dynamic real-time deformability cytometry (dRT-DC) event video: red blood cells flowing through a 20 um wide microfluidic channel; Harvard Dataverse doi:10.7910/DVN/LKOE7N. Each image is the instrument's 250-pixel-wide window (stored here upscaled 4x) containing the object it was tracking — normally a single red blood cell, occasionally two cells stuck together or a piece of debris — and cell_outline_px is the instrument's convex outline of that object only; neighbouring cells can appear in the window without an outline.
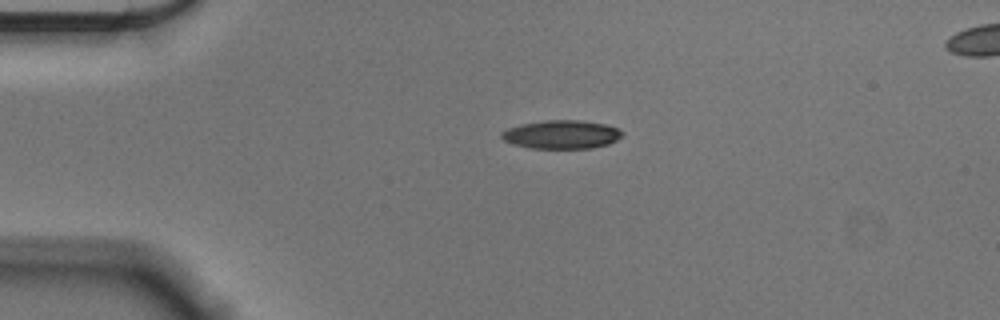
{"species": "Egyptian fruit bat (a non-hibernating species)", "species_latin": "Rousettus aegyptiacus", "temperature_condition": "cold", "stored_images_in_passage": 44, "camera_frame_rate_fps": 3000, "um_per_image_px": 0.085, "animal": {"sex": "male"}, "frame": {"image": 1, "passage_image": 1, "time_ms": 0.0, "image_size_px": [1000, 320], "cell_outline_px": [[624, 136], [608, 144], [592, 148], [528, 148], [512, 144], [504, 140], [500, 136], [500, 132], [508, 128], [520, 124], [544, 120], [580, 120], [604, 124], [616, 128], [624, 132]], "centroid_in_image_um": [47.71, 11.43], "position_along_channel_um": 37.3, "area_um2": 20.17}}
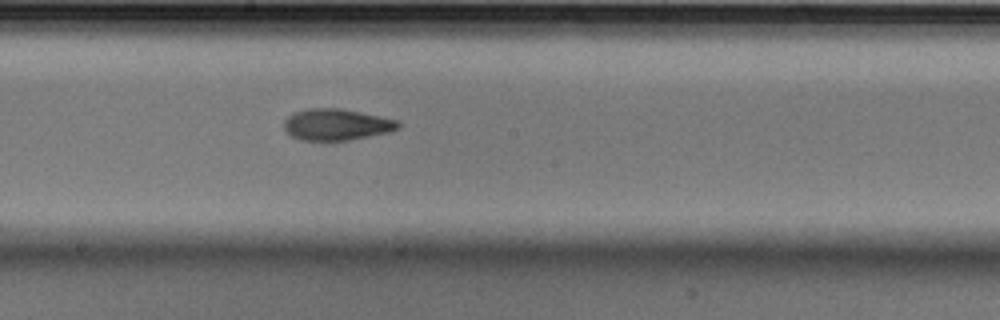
{"frame": {"image": 2, "passage_image": 19, "time_ms": 6.0, "image_size_px": [1000, 320], "cell_outline_px": [[400, 128], [388, 132], [348, 140], [300, 140], [292, 136], [284, 128], [284, 120], [288, 116], [296, 112], [308, 108], [340, 108], [400, 120]], "centroid_in_image_um": [28.62, 10.58], "position_along_channel_um": 219.6, "area_um2": 20.81}}
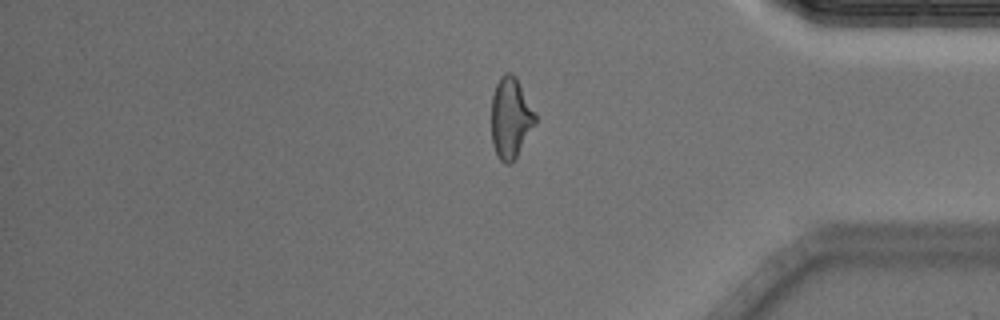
{"frame": {"image": 3, "passage_image": 35, "time_ms": 11.333, "image_size_px": [1000, 320], "cell_outline_px": [[536, 124], [512, 164], [504, 164], [500, 160], [492, 144], [492, 96], [496, 84], [500, 76], [504, 72], [512, 72], [516, 76], [536, 112]], "centroid_in_image_um": [43.42, 10.01], "position_along_channel_um": 391.8, "area_um2": 20.98}, "authors_computed_cell_mechanics": {"area_um2": 20.8369, "velocity_mm_per_s": 3.6166, "shape_relaxation_time_tau1_ms": 4.4871, "shape_relaxation_time_tau2_ms": 3.5424, "deformation_change_tau1": 0.1795, "deformation_change_tau2": 0.114}}